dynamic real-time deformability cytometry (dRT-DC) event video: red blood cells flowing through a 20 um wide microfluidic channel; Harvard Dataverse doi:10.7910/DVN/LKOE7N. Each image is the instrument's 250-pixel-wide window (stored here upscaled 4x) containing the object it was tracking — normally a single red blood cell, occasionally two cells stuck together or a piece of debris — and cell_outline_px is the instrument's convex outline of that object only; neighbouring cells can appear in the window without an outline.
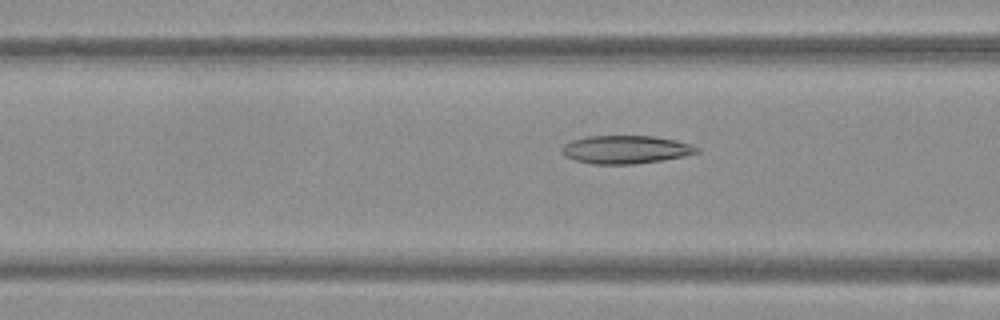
{"species": "Egyptian fruit bat (a non-hibernating species)", "species_latin": "Rousettus aegyptiacus", "temperature_condition": "warm", "stored_images_in_passage": 53, "camera_frame_rate_fps": 3000, "um_per_image_px": 0.085, "frame": {"image": 1, "passage_image": 21, "time_ms": 6.667, "image_size_px": [1000, 320], "cell_outline_px": [[700, 152], [684, 156], [660, 160], [632, 164], [592, 164], [576, 160], [564, 156], [560, 152], [560, 148], [564, 144], [572, 140], [588, 136], [652, 136], [676, 140], [700, 148]], "centroid_in_image_um": [53.14, 12.71], "position_along_channel_um": 113.5, "area_um2": 22.08}}
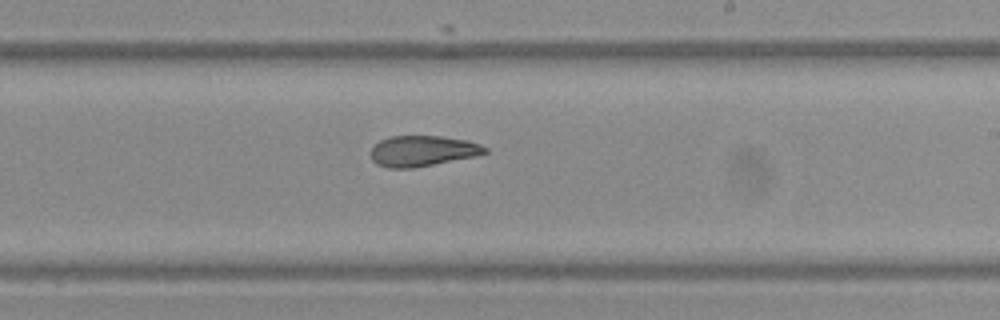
{"frame": {"image": 2, "passage_image": 32, "time_ms": 10.333, "image_size_px": [1000, 320], "cell_outline_px": [[488, 152], [476, 156], [412, 168], [388, 168], [376, 164], [372, 160], [372, 148], [380, 140], [392, 136], [440, 136], [468, 140], [480, 144], [488, 148]], "centroid_in_image_um": [35.94, 12.83], "position_along_channel_um": 253.1, "area_um2": 20.35}}
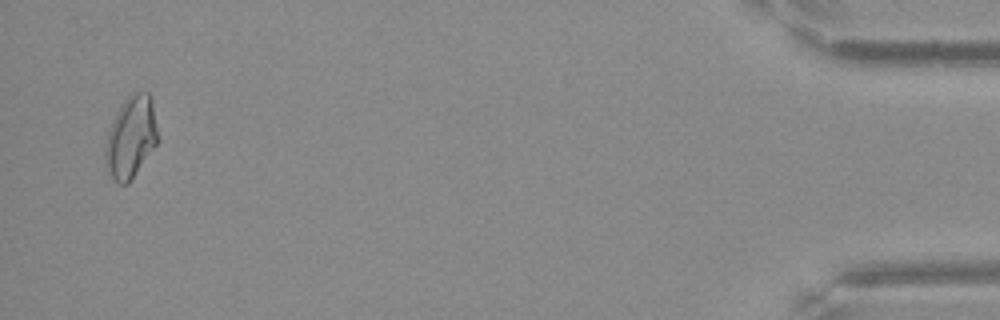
{"frame": {"image": 3, "passage_image": 52, "time_ms": 17.0, "image_size_px": [1000, 320], "cell_outline_px": [[156, 144], [128, 184], [120, 184], [104, 168], [104, 144], [108, 132], [116, 112], [124, 100], [132, 92], [148, 92], [152, 100], [156, 128]], "centroid_in_image_um": [11.07, 11.66], "position_along_channel_um": 424.1, "area_um2": 24.74}, "authors_computed_cell_mechanics": {"area_um2": 22.0796, "velocity_mm_per_s": 3.8005, "shape_relaxation_time_tau1_ms": null, "shape_relaxation_time_tau2_ms": 4.7608, "deformation_change_tau1": null, "deformation_change_tau2": 0.1203}}